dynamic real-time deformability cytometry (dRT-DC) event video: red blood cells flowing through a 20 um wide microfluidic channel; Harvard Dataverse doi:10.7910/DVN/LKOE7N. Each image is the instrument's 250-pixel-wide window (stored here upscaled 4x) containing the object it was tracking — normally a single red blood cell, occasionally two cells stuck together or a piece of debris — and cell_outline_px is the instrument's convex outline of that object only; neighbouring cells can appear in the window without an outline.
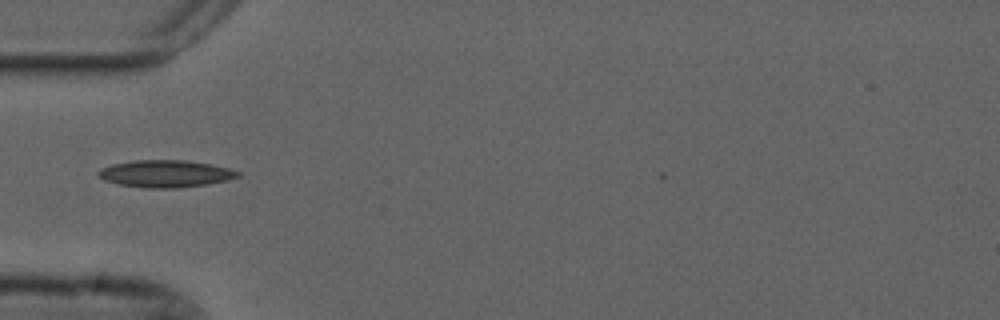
{"species": "common noctule bat (a hibernating species)", "species_latin": "Nyctalus noctula", "temperature_condition": "cold", "stored_images_in_passage": 31, "camera_frame_rate_fps": 3000, "um_per_image_px": 0.085, "animal": {"sex": "male", "forearm_length_mm": 52.5}, "frame": {"image": 1, "passage_image": 1, "time_ms": 0.0, "image_size_px": [1000, 320], "cell_outline_px": [[240, 176], [228, 180], [208, 184], [176, 188], [144, 188], [120, 184], [104, 180], [96, 172], [100, 168], [112, 164], [132, 160], [184, 160], [208, 164], [228, 168], [240, 172]], "centroid_in_image_um": [14.05, 14.76], "position_along_channel_um": 71.0, "area_um2": 22.02}}
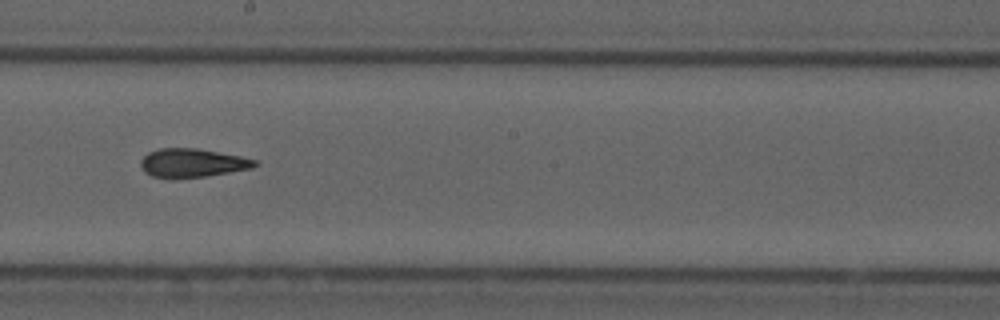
{"frame": {"image": 2, "passage_image": 14, "time_ms": 4.333, "image_size_px": [1000, 320], "cell_outline_px": [[260, 164], [252, 168], [204, 176], [172, 180], [152, 176], [144, 172], [140, 164], [140, 160], [148, 152], [160, 148], [196, 148], [240, 156], [256, 160]], "centroid_in_image_um": [16.3, 13.86], "position_along_channel_um": 231.9, "area_um2": 19.25}}
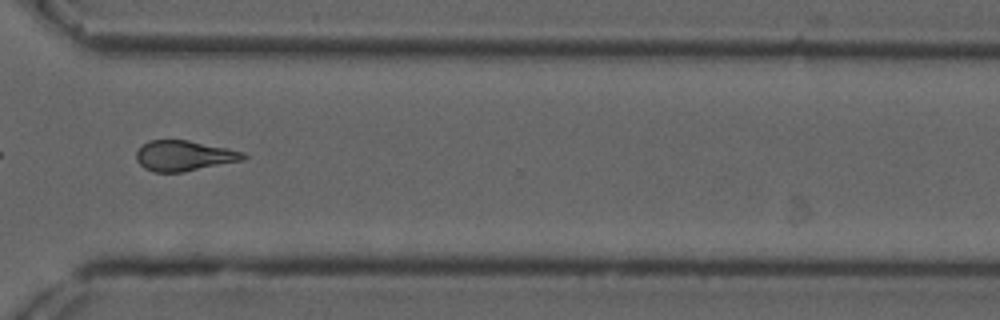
{"frame": {"image": 3, "passage_image": 24, "time_ms": 7.667, "image_size_px": [1000, 320], "cell_outline_px": [[248, 156], [244, 160], [184, 172], [152, 172], [144, 168], [136, 160], [136, 152], [148, 140], [188, 140], [244, 152]], "centroid_in_image_um": [15.64, 13.25], "position_along_channel_um": 355.0, "area_um2": 18.96}, "authors_computed_cell_mechanics": {"area_um2": 19.1318, "velocity_mm_per_s": 3.6999, "shape_relaxation_time_tau1_ms": 7.4803, "shape_relaxation_time_tau2_ms": 3.7078, "deformation_change_tau1": 0.1856, "deformation_change_tau2": 0.1273}}